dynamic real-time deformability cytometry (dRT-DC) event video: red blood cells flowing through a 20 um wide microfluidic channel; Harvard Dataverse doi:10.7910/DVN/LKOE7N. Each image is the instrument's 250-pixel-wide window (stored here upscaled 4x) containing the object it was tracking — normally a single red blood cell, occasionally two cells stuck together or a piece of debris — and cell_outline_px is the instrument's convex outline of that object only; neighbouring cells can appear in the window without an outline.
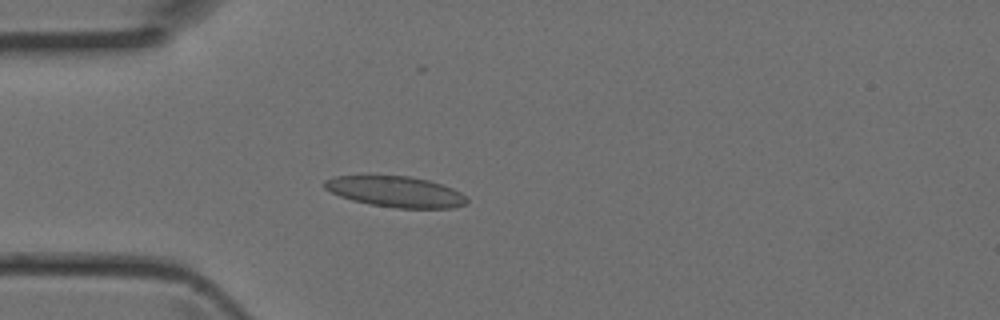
{"species": "Egyptian fruit bat (a non-hibernating species)", "species_latin": "Rousettus aegyptiacus", "temperature_condition": "room temperature", "stored_images_in_passage": 10, "camera_frame_rate_fps": 3000, "um_per_image_px": 0.085, "animal": {"sex": "female"}, "frame": {"image": 1, "passage_image": 3, "time_ms": 0.667, "image_size_px": [1000, 320], "cell_outline_px": [[468, 204], [452, 208], [396, 208], [368, 204], [352, 200], [340, 196], [324, 188], [324, 180], [332, 176], [408, 176], [428, 180], [452, 188], [460, 192], [468, 200]], "centroid_in_image_um": [33.63, 16.3], "position_along_channel_um": 51.4, "area_um2": 25.49}}
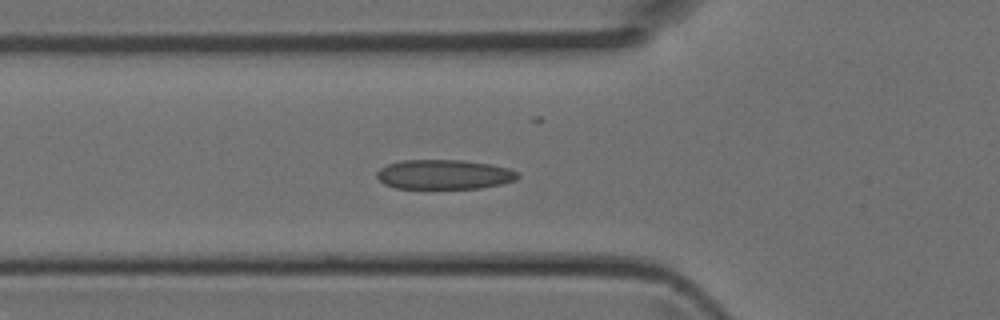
{"frame": {"image": 2, "passage_image": 6, "time_ms": 1.667, "image_size_px": [1000, 320], "cell_outline_px": [[520, 176], [516, 180], [500, 184], [480, 188], [396, 188], [384, 184], [376, 176], [376, 172], [380, 168], [388, 164], [400, 160], [464, 160], [488, 164], [508, 168], [516, 172]], "centroid_in_image_um": [37.72, 14.82], "position_along_channel_um": 88.1, "area_um2": 24.22}}
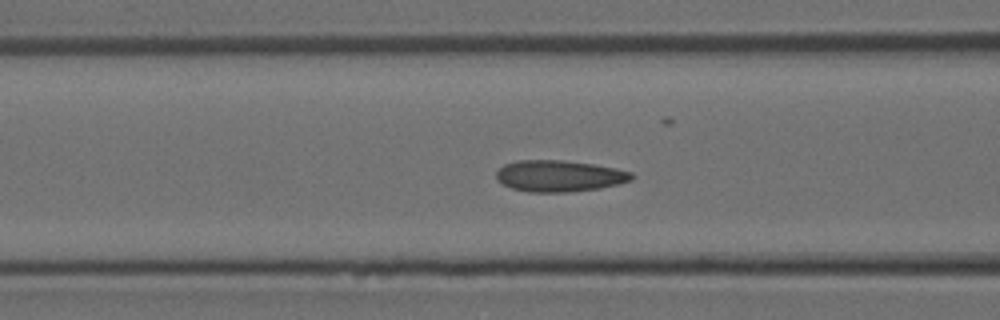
{"frame": {"image": 3, "passage_image": 8, "time_ms": 2.333, "image_size_px": [1000, 320], "cell_outline_px": [[636, 176], [632, 180], [620, 184], [600, 188], [568, 192], [528, 192], [512, 188], [496, 180], [496, 172], [504, 164], [516, 160], [564, 160], [592, 164], [616, 168], [632, 172]], "centroid_in_image_um": [47.56, 14.95], "position_along_channel_um": 119.0, "area_um2": 24.97}}